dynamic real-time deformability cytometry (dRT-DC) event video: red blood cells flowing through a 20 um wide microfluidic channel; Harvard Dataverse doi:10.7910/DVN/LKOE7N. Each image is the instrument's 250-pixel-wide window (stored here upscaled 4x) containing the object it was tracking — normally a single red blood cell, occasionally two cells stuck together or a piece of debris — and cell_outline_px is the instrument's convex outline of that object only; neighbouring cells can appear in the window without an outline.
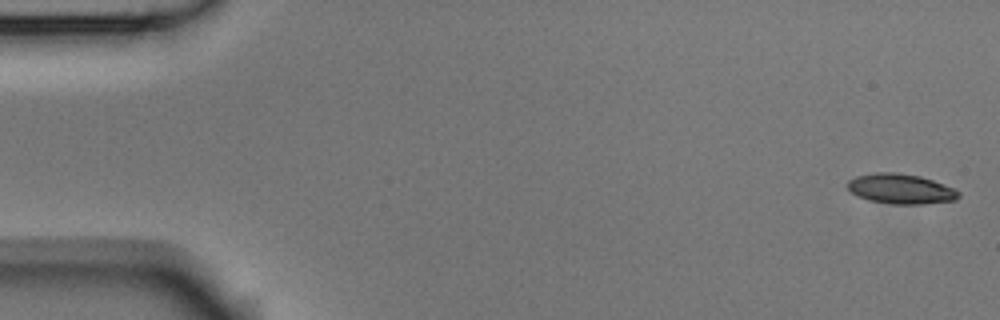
{"species": "Egyptian fruit bat (a non-hibernating species)", "species_latin": "Rousettus aegyptiacus", "temperature_condition": "room temperature", "stored_images_in_passage": 4, "camera_frame_rate_fps": 3000, "um_per_image_px": 0.085, "animal": {"sex": "male"}, "frame": {"image": 1, "passage_image": 1, "time_ms": 0.0, "image_size_px": [1000, 320], "cell_outline_px": [[960, 196], [956, 200], [924, 204], [892, 204], [868, 200], [852, 192], [848, 188], [848, 180], [856, 176], [876, 172], [896, 172], [920, 176], [932, 180], [952, 188], [960, 192]], "centroid_in_image_um": [76.57, 16.05], "position_along_channel_um": 8.4, "area_um2": 19.31}}
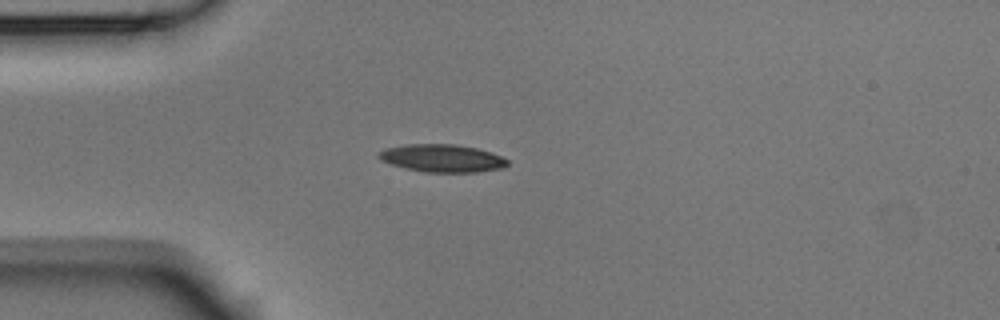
{"frame": {"image": 2, "passage_image": 4, "time_ms": 1.0, "image_size_px": [1000, 320], "cell_outline_px": [[508, 164], [500, 168], [476, 172], [424, 172], [392, 164], [380, 160], [376, 156], [376, 152], [384, 148], [408, 144], [456, 144], [476, 148], [492, 152], [508, 160]], "centroid_in_image_um": [37.54, 13.43], "position_along_channel_um": 47.5, "area_um2": 20.75}}